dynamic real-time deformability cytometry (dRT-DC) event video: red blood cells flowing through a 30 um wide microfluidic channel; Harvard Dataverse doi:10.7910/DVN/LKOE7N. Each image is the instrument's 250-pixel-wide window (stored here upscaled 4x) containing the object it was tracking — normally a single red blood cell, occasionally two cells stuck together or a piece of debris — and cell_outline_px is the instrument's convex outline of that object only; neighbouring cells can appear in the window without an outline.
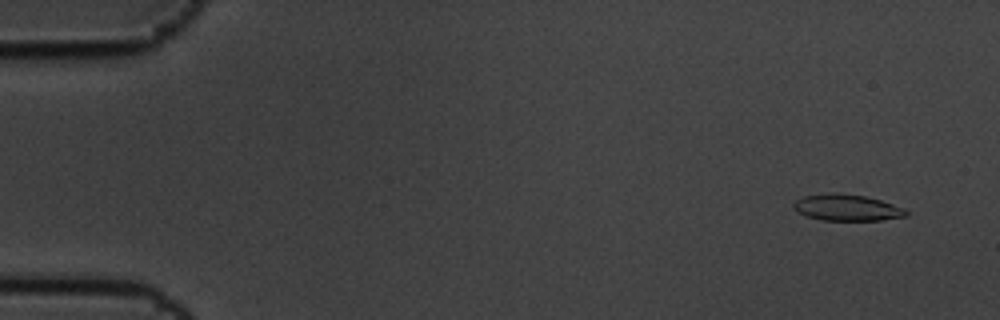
{"species": "common noctule bat (a hibernating species)", "species_latin": "Nyctalus noctula", "temperature_condition": "cold", "stored_images_in_passage": 5, "camera_frame_rate_fps": 3000, "um_per_image_px": 0.085, "animal": {"sex": "male", "body_mass_g": 19.5, "forearm_length_mm": 54.6}, "frame": {"image": 1, "passage_image": 1, "time_ms": 0.0, "image_size_px": [1000, 320], "cell_outline_px": [[908, 216], [880, 220], [820, 220], [804, 216], [792, 208], [792, 204], [796, 200], [804, 196], [832, 192], [836, 192], [864, 196], [880, 200], [904, 208], [908, 212]], "centroid_in_image_um": [71.95, 17.65], "position_along_channel_um": 13.1, "area_um2": 17.4}}
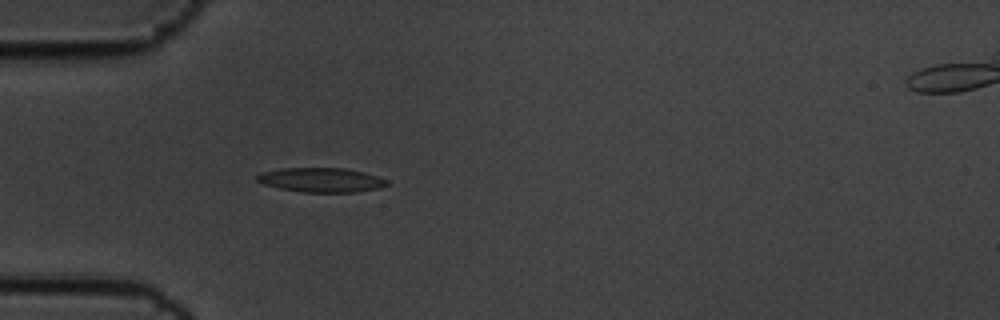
{"frame": {"image": 2, "passage_image": 5, "time_ms": 1.333, "image_size_px": [1000, 320], "cell_outline_px": [[388, 184], [380, 188], [356, 192], [304, 192], [280, 188], [264, 184], [256, 180], [256, 176], [264, 172], [280, 168], [344, 168], [364, 172], [388, 180]], "centroid_in_image_um": [27.32, 15.29], "position_along_channel_um": 57.7, "area_um2": 18.32}}